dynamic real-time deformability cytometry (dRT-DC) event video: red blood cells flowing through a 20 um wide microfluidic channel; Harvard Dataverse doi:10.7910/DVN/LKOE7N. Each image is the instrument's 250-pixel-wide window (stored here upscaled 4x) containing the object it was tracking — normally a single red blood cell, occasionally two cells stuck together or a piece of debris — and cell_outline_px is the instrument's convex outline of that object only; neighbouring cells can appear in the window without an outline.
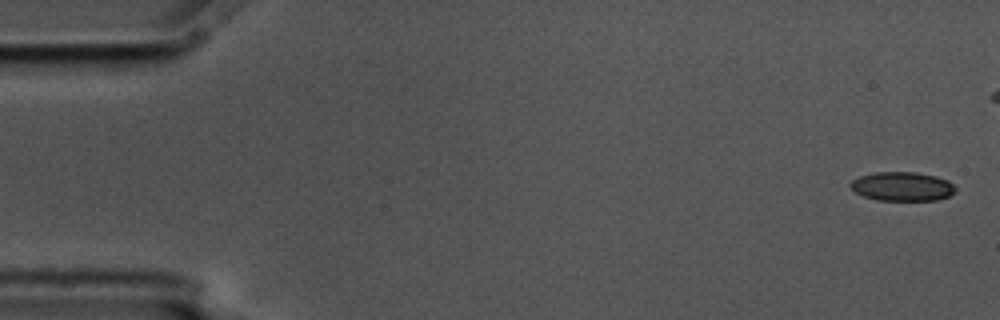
{"species": "common noctule bat (a hibernating species)", "species_latin": "Nyctalus noctula", "temperature_condition": "cold", "stored_images_in_passage": 4, "camera_frame_rate_fps": 3000, "um_per_image_px": 0.085, "animal": {"sex": "male", "body_mass_g": 17.5, "forearm_length_mm": 52.3}, "frame": {"image": 1, "passage_image": 1, "time_ms": 0.0, "image_size_px": [1000, 320], "cell_outline_px": [[956, 192], [948, 196], [936, 200], [876, 200], [864, 196], [856, 192], [848, 184], [852, 180], [860, 176], [876, 172], [912, 172], [936, 176], [948, 180], [956, 188]], "centroid_in_image_um": [76.7, 15.85], "position_along_channel_um": 8.3, "area_um2": 17.69}}